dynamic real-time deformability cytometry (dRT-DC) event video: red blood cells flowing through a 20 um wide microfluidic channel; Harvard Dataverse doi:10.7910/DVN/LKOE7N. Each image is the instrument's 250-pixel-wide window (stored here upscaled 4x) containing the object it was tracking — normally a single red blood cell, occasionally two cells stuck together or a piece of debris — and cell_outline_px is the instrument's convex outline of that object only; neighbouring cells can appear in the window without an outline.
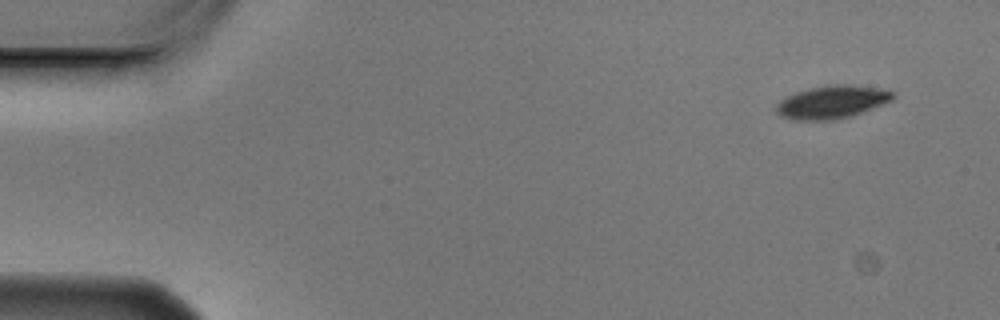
{"species": "Egyptian fruit bat (a non-hibernating species)", "species_latin": "Rousettus aegyptiacus", "temperature_condition": "cold", "stored_images_in_passage": 14, "camera_frame_rate_fps": 3000, "um_per_image_px": 0.085, "animal": {"sex": "male"}, "frame": {"image": 1, "passage_image": 1, "time_ms": 0.0, "image_size_px": [1000, 320], "cell_outline_px": [[892, 100], [852, 116], [836, 120], [792, 120], [780, 116], [776, 112], [776, 104], [780, 100], [796, 92], [828, 84], [848, 84], [872, 88], [892, 92]], "centroid_in_image_um": [70.64, 8.69], "position_along_channel_um": 14.4, "area_um2": 22.08}}
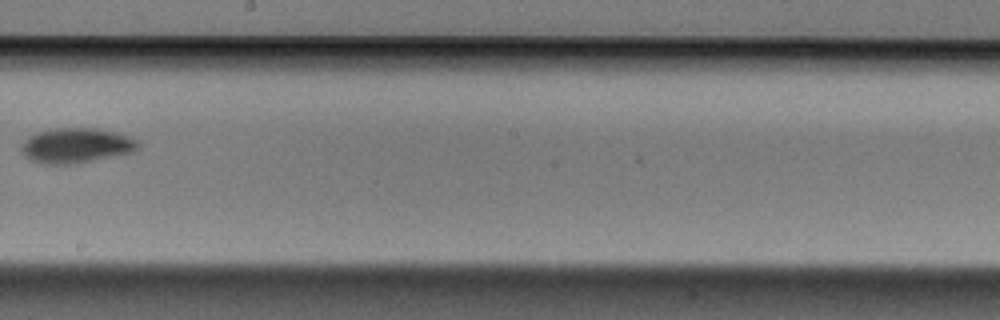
{"frame": {"image": 2, "passage_image": 8, "time_ms": 2.333, "image_size_px": [1000, 320], "cell_outline_px": [[140, 144], [132, 152], [76, 164], [44, 164], [32, 160], [24, 156], [20, 152], [20, 148], [24, 140], [28, 136], [36, 132], [56, 128], [96, 128], [116, 132], [136, 140]], "centroid_in_image_um": [6.42, 12.37], "position_along_channel_um": 241.8, "area_um2": 23.81}}
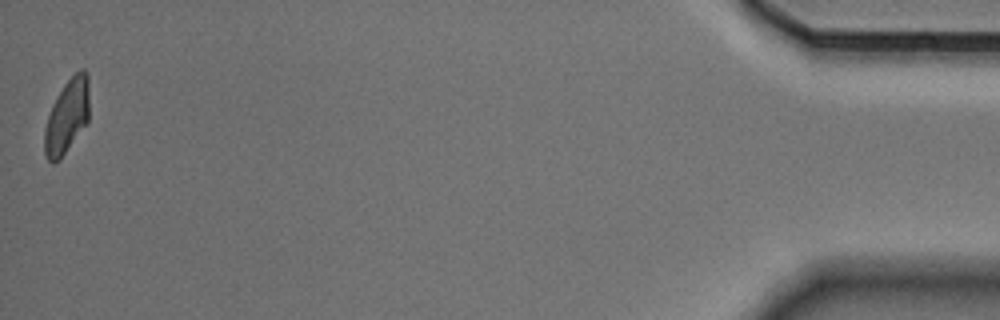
{"frame": {"image": 3, "passage_image": 14, "time_ms": 4.333, "image_size_px": [1000, 320], "cell_outline_px": [[88, 120], [60, 160], [52, 164], [48, 160], [44, 152], [44, 128], [52, 104], [64, 84], [80, 68], [84, 68], [88, 72]], "centroid_in_image_um": [5.68, 9.88], "position_along_channel_um": 429.5, "area_um2": 19.25}}